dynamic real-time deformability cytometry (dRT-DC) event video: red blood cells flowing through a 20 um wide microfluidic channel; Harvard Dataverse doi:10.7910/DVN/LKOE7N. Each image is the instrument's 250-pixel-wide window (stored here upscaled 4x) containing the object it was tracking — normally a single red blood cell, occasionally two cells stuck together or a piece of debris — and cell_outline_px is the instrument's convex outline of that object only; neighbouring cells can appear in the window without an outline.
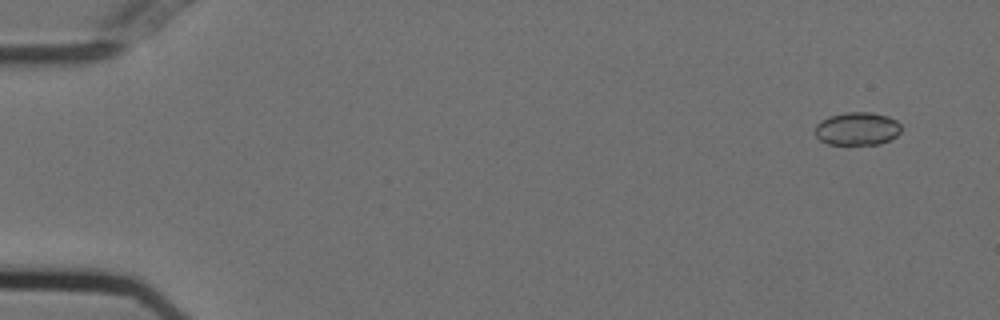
{"species": "Egyptian fruit bat (a non-hibernating species)", "species_latin": "Rousettus aegyptiacus", "temperature_condition": "cold", "stored_images_in_passage": 14, "camera_frame_rate_fps": 3000, "um_per_image_px": 0.085, "animal": {"sex": "female"}, "frame": {"image": 1, "passage_image": 4, "time_ms": 1.0, "image_size_px": [1000, 320], "cell_outline_px": [[900, 132], [896, 136], [880, 144], [848, 148], [828, 144], [820, 140], [812, 132], [816, 124], [820, 120], [828, 116], [844, 112], [872, 112], [888, 116], [896, 120], [900, 124]], "centroid_in_image_um": [72.8, 10.99], "position_along_channel_um": 12.2, "area_um2": 17.57}}